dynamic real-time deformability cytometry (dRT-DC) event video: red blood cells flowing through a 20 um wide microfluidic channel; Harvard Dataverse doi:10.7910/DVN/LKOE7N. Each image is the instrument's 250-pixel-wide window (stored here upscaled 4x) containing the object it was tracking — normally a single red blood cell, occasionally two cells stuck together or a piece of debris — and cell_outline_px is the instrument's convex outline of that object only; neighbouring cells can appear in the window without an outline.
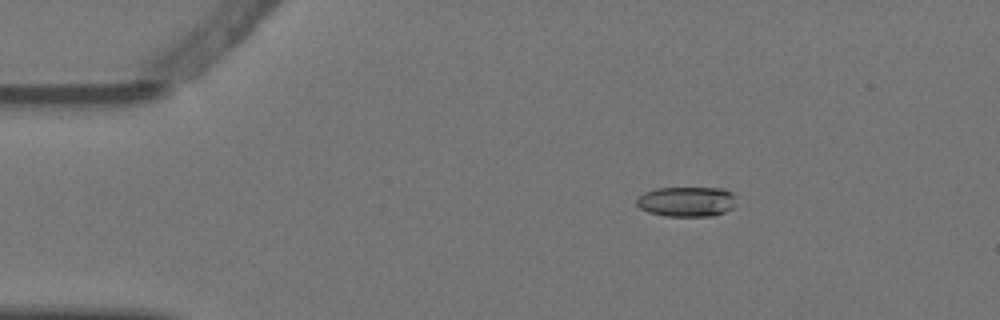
{"species": "Egyptian fruit bat (a non-hibernating species)", "species_latin": "Rousettus aegyptiacus", "temperature_condition": "warm", "stored_images_in_passage": 6, "segment_of_instrument_passage": [1, 2], "camera_frame_rate_fps": 3000, "um_per_image_px": 0.085, "animal": {"sex": "female"}, "frame": {"image": 1, "passage_image": 3, "time_ms": 0.667, "image_size_px": [1000, 320], "cell_outline_px": [[736, 196], [732, 208], [724, 212], [712, 216], [664, 216], [648, 212], [640, 208], [636, 204], [636, 200], [644, 192], [656, 188], [724, 188], [732, 192]], "centroid_in_image_um": [58.36, 17.13], "position_along_channel_um": 26.6, "area_um2": 17.51}}